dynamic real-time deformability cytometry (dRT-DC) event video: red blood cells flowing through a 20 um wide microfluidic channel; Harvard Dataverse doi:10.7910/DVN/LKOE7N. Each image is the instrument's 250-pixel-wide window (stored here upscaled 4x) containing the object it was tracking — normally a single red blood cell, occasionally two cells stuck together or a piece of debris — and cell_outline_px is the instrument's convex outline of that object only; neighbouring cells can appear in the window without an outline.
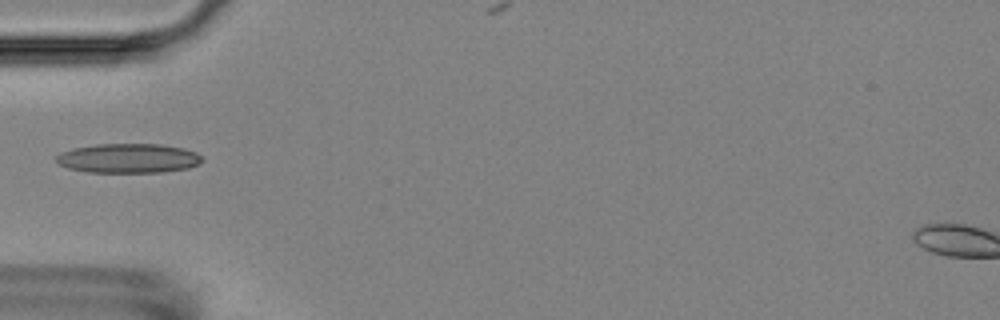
{"species": "Egyptian fruit bat (a non-hibernating species)", "species_latin": "Rousettus aegyptiacus", "temperature_condition": "room temperature", "stored_images_in_passage": 2, "camera_frame_rate_fps": 3000, "um_per_image_px": 0.085, "animal": {"sex": "female"}, "frame": {"image": 1, "passage_image": 1, "time_ms": 0.0, "image_size_px": [1000, 320], "cell_outline_px": [[204, 160], [200, 164], [188, 168], [164, 172], [88, 172], [68, 168], [60, 164], [56, 160], [56, 156], [60, 152], [72, 148], [96, 144], [160, 144], [184, 148], [196, 152]], "centroid_in_image_um": [10.93, 13.45], "position_along_channel_um": 74.1, "area_um2": 25.14}}